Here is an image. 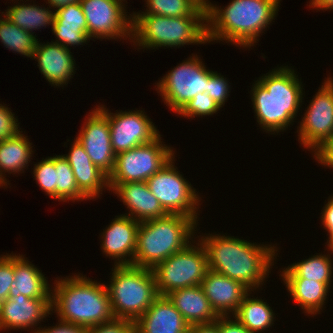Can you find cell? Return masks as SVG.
Segmentation results:
<instances>
[{
    "label": "cell",
    "mask_w": 333,
    "mask_h": 333,
    "mask_svg": "<svg viewBox=\"0 0 333 333\" xmlns=\"http://www.w3.org/2000/svg\"><path fill=\"white\" fill-rule=\"evenodd\" d=\"M219 235L201 236L199 241L206 251L209 270L242 282L251 291L263 284L274 265L276 247Z\"/></svg>",
    "instance_id": "obj_1"
},
{
    "label": "cell",
    "mask_w": 333,
    "mask_h": 333,
    "mask_svg": "<svg viewBox=\"0 0 333 333\" xmlns=\"http://www.w3.org/2000/svg\"><path fill=\"white\" fill-rule=\"evenodd\" d=\"M280 0H232L224 10L206 6L207 40L251 47L274 19Z\"/></svg>",
    "instance_id": "obj_2"
},
{
    "label": "cell",
    "mask_w": 333,
    "mask_h": 333,
    "mask_svg": "<svg viewBox=\"0 0 333 333\" xmlns=\"http://www.w3.org/2000/svg\"><path fill=\"white\" fill-rule=\"evenodd\" d=\"M286 66L260 77L252 87V102L257 122L266 132L278 133L294 122L302 103V82Z\"/></svg>",
    "instance_id": "obj_3"
},
{
    "label": "cell",
    "mask_w": 333,
    "mask_h": 333,
    "mask_svg": "<svg viewBox=\"0 0 333 333\" xmlns=\"http://www.w3.org/2000/svg\"><path fill=\"white\" fill-rule=\"evenodd\" d=\"M54 284L51 310L60 321L89 328L114 318L105 284L80 274Z\"/></svg>",
    "instance_id": "obj_4"
},
{
    "label": "cell",
    "mask_w": 333,
    "mask_h": 333,
    "mask_svg": "<svg viewBox=\"0 0 333 333\" xmlns=\"http://www.w3.org/2000/svg\"><path fill=\"white\" fill-rule=\"evenodd\" d=\"M196 222L181 214L140 222L132 266L153 269L173 253L186 248L191 244Z\"/></svg>",
    "instance_id": "obj_5"
},
{
    "label": "cell",
    "mask_w": 333,
    "mask_h": 333,
    "mask_svg": "<svg viewBox=\"0 0 333 333\" xmlns=\"http://www.w3.org/2000/svg\"><path fill=\"white\" fill-rule=\"evenodd\" d=\"M204 22L206 15L167 17L133 13L131 42L147 49L205 44L208 40Z\"/></svg>",
    "instance_id": "obj_6"
},
{
    "label": "cell",
    "mask_w": 333,
    "mask_h": 333,
    "mask_svg": "<svg viewBox=\"0 0 333 333\" xmlns=\"http://www.w3.org/2000/svg\"><path fill=\"white\" fill-rule=\"evenodd\" d=\"M112 271L111 283L105 285L112 314L135 322L159 296L152 269L115 265Z\"/></svg>",
    "instance_id": "obj_7"
},
{
    "label": "cell",
    "mask_w": 333,
    "mask_h": 333,
    "mask_svg": "<svg viewBox=\"0 0 333 333\" xmlns=\"http://www.w3.org/2000/svg\"><path fill=\"white\" fill-rule=\"evenodd\" d=\"M196 244L173 253L152 269L158 295L201 285L209 268L204 246L201 242Z\"/></svg>",
    "instance_id": "obj_8"
},
{
    "label": "cell",
    "mask_w": 333,
    "mask_h": 333,
    "mask_svg": "<svg viewBox=\"0 0 333 333\" xmlns=\"http://www.w3.org/2000/svg\"><path fill=\"white\" fill-rule=\"evenodd\" d=\"M161 135L155 140L117 153L114 170L108 177V183L146 182L172 157L174 151L162 144Z\"/></svg>",
    "instance_id": "obj_9"
},
{
    "label": "cell",
    "mask_w": 333,
    "mask_h": 333,
    "mask_svg": "<svg viewBox=\"0 0 333 333\" xmlns=\"http://www.w3.org/2000/svg\"><path fill=\"white\" fill-rule=\"evenodd\" d=\"M193 56L157 82L158 93L161 92L163 101L177 114L197 94L207 93L208 78L213 72L206 69L198 56Z\"/></svg>",
    "instance_id": "obj_10"
},
{
    "label": "cell",
    "mask_w": 333,
    "mask_h": 333,
    "mask_svg": "<svg viewBox=\"0 0 333 333\" xmlns=\"http://www.w3.org/2000/svg\"><path fill=\"white\" fill-rule=\"evenodd\" d=\"M174 158L172 157L164 167L148 178L146 182L151 193L168 214L185 215L198 222L196 205H199L200 197L191 184L176 170L177 168L173 164Z\"/></svg>",
    "instance_id": "obj_11"
},
{
    "label": "cell",
    "mask_w": 333,
    "mask_h": 333,
    "mask_svg": "<svg viewBox=\"0 0 333 333\" xmlns=\"http://www.w3.org/2000/svg\"><path fill=\"white\" fill-rule=\"evenodd\" d=\"M122 1L125 0H80L89 39L132 38V15L127 16Z\"/></svg>",
    "instance_id": "obj_12"
},
{
    "label": "cell",
    "mask_w": 333,
    "mask_h": 333,
    "mask_svg": "<svg viewBox=\"0 0 333 333\" xmlns=\"http://www.w3.org/2000/svg\"><path fill=\"white\" fill-rule=\"evenodd\" d=\"M312 99L298 127V140L305 148L315 150L333 138V79L326 78Z\"/></svg>",
    "instance_id": "obj_13"
},
{
    "label": "cell",
    "mask_w": 333,
    "mask_h": 333,
    "mask_svg": "<svg viewBox=\"0 0 333 333\" xmlns=\"http://www.w3.org/2000/svg\"><path fill=\"white\" fill-rule=\"evenodd\" d=\"M98 108L108 117L111 146L115 154L149 143L160 135L142 110L120 111L113 114L104 106Z\"/></svg>",
    "instance_id": "obj_14"
},
{
    "label": "cell",
    "mask_w": 333,
    "mask_h": 333,
    "mask_svg": "<svg viewBox=\"0 0 333 333\" xmlns=\"http://www.w3.org/2000/svg\"><path fill=\"white\" fill-rule=\"evenodd\" d=\"M86 119L76 139L92 163L109 177L114 170L116 154L111 146L108 117L97 107Z\"/></svg>",
    "instance_id": "obj_15"
},
{
    "label": "cell",
    "mask_w": 333,
    "mask_h": 333,
    "mask_svg": "<svg viewBox=\"0 0 333 333\" xmlns=\"http://www.w3.org/2000/svg\"><path fill=\"white\" fill-rule=\"evenodd\" d=\"M139 225L140 222L121 214L104 230L101 248L106 256L118 260L114 265H133Z\"/></svg>",
    "instance_id": "obj_16"
},
{
    "label": "cell",
    "mask_w": 333,
    "mask_h": 333,
    "mask_svg": "<svg viewBox=\"0 0 333 333\" xmlns=\"http://www.w3.org/2000/svg\"><path fill=\"white\" fill-rule=\"evenodd\" d=\"M201 287L218 316L235 314L243 298L251 290L242 282L226 277L212 270H208Z\"/></svg>",
    "instance_id": "obj_17"
},
{
    "label": "cell",
    "mask_w": 333,
    "mask_h": 333,
    "mask_svg": "<svg viewBox=\"0 0 333 333\" xmlns=\"http://www.w3.org/2000/svg\"><path fill=\"white\" fill-rule=\"evenodd\" d=\"M52 300L32 299L22 294L4 300L0 315V330L28 329L51 313ZM28 327V328H27Z\"/></svg>",
    "instance_id": "obj_18"
},
{
    "label": "cell",
    "mask_w": 333,
    "mask_h": 333,
    "mask_svg": "<svg viewBox=\"0 0 333 333\" xmlns=\"http://www.w3.org/2000/svg\"><path fill=\"white\" fill-rule=\"evenodd\" d=\"M108 185L130 210L126 216L138 222L161 218L168 214L151 193L147 182L108 183Z\"/></svg>",
    "instance_id": "obj_19"
},
{
    "label": "cell",
    "mask_w": 333,
    "mask_h": 333,
    "mask_svg": "<svg viewBox=\"0 0 333 333\" xmlns=\"http://www.w3.org/2000/svg\"><path fill=\"white\" fill-rule=\"evenodd\" d=\"M135 333H190V325L167 296L159 295L135 321Z\"/></svg>",
    "instance_id": "obj_20"
},
{
    "label": "cell",
    "mask_w": 333,
    "mask_h": 333,
    "mask_svg": "<svg viewBox=\"0 0 333 333\" xmlns=\"http://www.w3.org/2000/svg\"><path fill=\"white\" fill-rule=\"evenodd\" d=\"M33 58H36L40 72L53 86L68 84L75 73V60L70 50L53 41L42 44L37 40Z\"/></svg>",
    "instance_id": "obj_21"
},
{
    "label": "cell",
    "mask_w": 333,
    "mask_h": 333,
    "mask_svg": "<svg viewBox=\"0 0 333 333\" xmlns=\"http://www.w3.org/2000/svg\"><path fill=\"white\" fill-rule=\"evenodd\" d=\"M63 157L72 168L79 191L87 199L99 197L103 188H109L108 176L92 163L77 139L71 145L69 153Z\"/></svg>",
    "instance_id": "obj_22"
},
{
    "label": "cell",
    "mask_w": 333,
    "mask_h": 333,
    "mask_svg": "<svg viewBox=\"0 0 333 333\" xmlns=\"http://www.w3.org/2000/svg\"><path fill=\"white\" fill-rule=\"evenodd\" d=\"M166 296L190 326L213 323L219 317L211 307L201 285L177 289Z\"/></svg>",
    "instance_id": "obj_23"
},
{
    "label": "cell",
    "mask_w": 333,
    "mask_h": 333,
    "mask_svg": "<svg viewBox=\"0 0 333 333\" xmlns=\"http://www.w3.org/2000/svg\"><path fill=\"white\" fill-rule=\"evenodd\" d=\"M52 31L57 37L55 43L68 49L69 45H83L88 40L90 41L86 17L80 2L55 10Z\"/></svg>",
    "instance_id": "obj_24"
},
{
    "label": "cell",
    "mask_w": 333,
    "mask_h": 333,
    "mask_svg": "<svg viewBox=\"0 0 333 333\" xmlns=\"http://www.w3.org/2000/svg\"><path fill=\"white\" fill-rule=\"evenodd\" d=\"M46 277L29 263L24 256L14 255V283L10 288L8 297H17L19 294L32 299L52 300Z\"/></svg>",
    "instance_id": "obj_25"
},
{
    "label": "cell",
    "mask_w": 333,
    "mask_h": 333,
    "mask_svg": "<svg viewBox=\"0 0 333 333\" xmlns=\"http://www.w3.org/2000/svg\"><path fill=\"white\" fill-rule=\"evenodd\" d=\"M20 131L16 136L0 141V182L7 186L5 172H23L32 157V143ZM4 172V174H3Z\"/></svg>",
    "instance_id": "obj_26"
},
{
    "label": "cell",
    "mask_w": 333,
    "mask_h": 333,
    "mask_svg": "<svg viewBox=\"0 0 333 333\" xmlns=\"http://www.w3.org/2000/svg\"><path fill=\"white\" fill-rule=\"evenodd\" d=\"M283 281L290 296L306 311L305 313L316 315L322 310L330 289L325 283L307 278H283Z\"/></svg>",
    "instance_id": "obj_27"
},
{
    "label": "cell",
    "mask_w": 333,
    "mask_h": 333,
    "mask_svg": "<svg viewBox=\"0 0 333 333\" xmlns=\"http://www.w3.org/2000/svg\"><path fill=\"white\" fill-rule=\"evenodd\" d=\"M248 293L233 315L252 333L263 332L273 325L274 313L269 304L262 299L249 298Z\"/></svg>",
    "instance_id": "obj_28"
},
{
    "label": "cell",
    "mask_w": 333,
    "mask_h": 333,
    "mask_svg": "<svg viewBox=\"0 0 333 333\" xmlns=\"http://www.w3.org/2000/svg\"><path fill=\"white\" fill-rule=\"evenodd\" d=\"M8 20L19 28L34 35L33 30L53 25L55 11L37 5L23 3L9 7L3 14ZM42 26V27H41Z\"/></svg>",
    "instance_id": "obj_29"
},
{
    "label": "cell",
    "mask_w": 333,
    "mask_h": 333,
    "mask_svg": "<svg viewBox=\"0 0 333 333\" xmlns=\"http://www.w3.org/2000/svg\"><path fill=\"white\" fill-rule=\"evenodd\" d=\"M332 261L327 255H314L306 260L293 263L284 268L282 278H307L312 281L325 283L330 288L332 278Z\"/></svg>",
    "instance_id": "obj_30"
},
{
    "label": "cell",
    "mask_w": 333,
    "mask_h": 333,
    "mask_svg": "<svg viewBox=\"0 0 333 333\" xmlns=\"http://www.w3.org/2000/svg\"><path fill=\"white\" fill-rule=\"evenodd\" d=\"M145 12L137 14H155L167 17H185L206 15V7L197 0H146Z\"/></svg>",
    "instance_id": "obj_31"
},
{
    "label": "cell",
    "mask_w": 333,
    "mask_h": 333,
    "mask_svg": "<svg viewBox=\"0 0 333 333\" xmlns=\"http://www.w3.org/2000/svg\"><path fill=\"white\" fill-rule=\"evenodd\" d=\"M36 37L11 23L5 16L0 21V40L12 51L32 58L38 40Z\"/></svg>",
    "instance_id": "obj_32"
},
{
    "label": "cell",
    "mask_w": 333,
    "mask_h": 333,
    "mask_svg": "<svg viewBox=\"0 0 333 333\" xmlns=\"http://www.w3.org/2000/svg\"><path fill=\"white\" fill-rule=\"evenodd\" d=\"M56 169V200L60 201H80L87 198L79 191L74 173L70 164L63 155L55 156Z\"/></svg>",
    "instance_id": "obj_33"
},
{
    "label": "cell",
    "mask_w": 333,
    "mask_h": 333,
    "mask_svg": "<svg viewBox=\"0 0 333 333\" xmlns=\"http://www.w3.org/2000/svg\"><path fill=\"white\" fill-rule=\"evenodd\" d=\"M34 166V178L39 187H41L50 198L56 199L55 157L42 159L41 162H38V164H35Z\"/></svg>",
    "instance_id": "obj_34"
},
{
    "label": "cell",
    "mask_w": 333,
    "mask_h": 333,
    "mask_svg": "<svg viewBox=\"0 0 333 333\" xmlns=\"http://www.w3.org/2000/svg\"><path fill=\"white\" fill-rule=\"evenodd\" d=\"M220 109L221 107L207 93L203 92L191 99L178 114L190 118L211 116Z\"/></svg>",
    "instance_id": "obj_35"
},
{
    "label": "cell",
    "mask_w": 333,
    "mask_h": 333,
    "mask_svg": "<svg viewBox=\"0 0 333 333\" xmlns=\"http://www.w3.org/2000/svg\"><path fill=\"white\" fill-rule=\"evenodd\" d=\"M229 84L224 76L212 72L208 78L207 94L222 108L229 95Z\"/></svg>",
    "instance_id": "obj_36"
},
{
    "label": "cell",
    "mask_w": 333,
    "mask_h": 333,
    "mask_svg": "<svg viewBox=\"0 0 333 333\" xmlns=\"http://www.w3.org/2000/svg\"><path fill=\"white\" fill-rule=\"evenodd\" d=\"M14 283V254L0 256V298L9 296V291Z\"/></svg>",
    "instance_id": "obj_37"
},
{
    "label": "cell",
    "mask_w": 333,
    "mask_h": 333,
    "mask_svg": "<svg viewBox=\"0 0 333 333\" xmlns=\"http://www.w3.org/2000/svg\"><path fill=\"white\" fill-rule=\"evenodd\" d=\"M86 333H135V322L113 318L105 323L87 328Z\"/></svg>",
    "instance_id": "obj_38"
},
{
    "label": "cell",
    "mask_w": 333,
    "mask_h": 333,
    "mask_svg": "<svg viewBox=\"0 0 333 333\" xmlns=\"http://www.w3.org/2000/svg\"><path fill=\"white\" fill-rule=\"evenodd\" d=\"M9 109L0 104V141L14 137L20 132L18 119Z\"/></svg>",
    "instance_id": "obj_39"
},
{
    "label": "cell",
    "mask_w": 333,
    "mask_h": 333,
    "mask_svg": "<svg viewBox=\"0 0 333 333\" xmlns=\"http://www.w3.org/2000/svg\"><path fill=\"white\" fill-rule=\"evenodd\" d=\"M313 151L318 163L331 168L333 167V138L324 141Z\"/></svg>",
    "instance_id": "obj_40"
},
{
    "label": "cell",
    "mask_w": 333,
    "mask_h": 333,
    "mask_svg": "<svg viewBox=\"0 0 333 333\" xmlns=\"http://www.w3.org/2000/svg\"><path fill=\"white\" fill-rule=\"evenodd\" d=\"M39 328V330H38ZM37 331L36 329L33 331V333H86L87 328L82 327V326H77L75 324H71V323H65L62 321H59L58 325L52 326V328L48 327L43 328L38 327Z\"/></svg>",
    "instance_id": "obj_41"
},
{
    "label": "cell",
    "mask_w": 333,
    "mask_h": 333,
    "mask_svg": "<svg viewBox=\"0 0 333 333\" xmlns=\"http://www.w3.org/2000/svg\"><path fill=\"white\" fill-rule=\"evenodd\" d=\"M229 317L230 316H219L220 333H252L247 330L236 318H234L235 320H231Z\"/></svg>",
    "instance_id": "obj_42"
},
{
    "label": "cell",
    "mask_w": 333,
    "mask_h": 333,
    "mask_svg": "<svg viewBox=\"0 0 333 333\" xmlns=\"http://www.w3.org/2000/svg\"><path fill=\"white\" fill-rule=\"evenodd\" d=\"M329 198L328 203L323 207L321 220L325 229L328 232H333V196Z\"/></svg>",
    "instance_id": "obj_43"
},
{
    "label": "cell",
    "mask_w": 333,
    "mask_h": 333,
    "mask_svg": "<svg viewBox=\"0 0 333 333\" xmlns=\"http://www.w3.org/2000/svg\"><path fill=\"white\" fill-rule=\"evenodd\" d=\"M190 333H220L219 317L213 323L195 324L190 326Z\"/></svg>",
    "instance_id": "obj_44"
},
{
    "label": "cell",
    "mask_w": 333,
    "mask_h": 333,
    "mask_svg": "<svg viewBox=\"0 0 333 333\" xmlns=\"http://www.w3.org/2000/svg\"><path fill=\"white\" fill-rule=\"evenodd\" d=\"M309 7L318 8L317 10H332L333 9V0H311Z\"/></svg>",
    "instance_id": "obj_45"
},
{
    "label": "cell",
    "mask_w": 333,
    "mask_h": 333,
    "mask_svg": "<svg viewBox=\"0 0 333 333\" xmlns=\"http://www.w3.org/2000/svg\"><path fill=\"white\" fill-rule=\"evenodd\" d=\"M48 3H49V9H50V6L51 7H55L57 8V10L59 8H63L67 5H70V4H75V3H78L80 2V0H47Z\"/></svg>",
    "instance_id": "obj_46"
},
{
    "label": "cell",
    "mask_w": 333,
    "mask_h": 333,
    "mask_svg": "<svg viewBox=\"0 0 333 333\" xmlns=\"http://www.w3.org/2000/svg\"><path fill=\"white\" fill-rule=\"evenodd\" d=\"M329 233V239H328V241H327V245H328V249H329V251L331 250V251H333V232H328ZM333 253V252H332Z\"/></svg>",
    "instance_id": "obj_47"
},
{
    "label": "cell",
    "mask_w": 333,
    "mask_h": 333,
    "mask_svg": "<svg viewBox=\"0 0 333 333\" xmlns=\"http://www.w3.org/2000/svg\"><path fill=\"white\" fill-rule=\"evenodd\" d=\"M200 4H202L203 6H207L209 4L210 1L208 0H197Z\"/></svg>",
    "instance_id": "obj_48"
},
{
    "label": "cell",
    "mask_w": 333,
    "mask_h": 333,
    "mask_svg": "<svg viewBox=\"0 0 333 333\" xmlns=\"http://www.w3.org/2000/svg\"><path fill=\"white\" fill-rule=\"evenodd\" d=\"M3 302H4V300L2 298H0V315H1V311H2Z\"/></svg>",
    "instance_id": "obj_49"
}]
</instances>
